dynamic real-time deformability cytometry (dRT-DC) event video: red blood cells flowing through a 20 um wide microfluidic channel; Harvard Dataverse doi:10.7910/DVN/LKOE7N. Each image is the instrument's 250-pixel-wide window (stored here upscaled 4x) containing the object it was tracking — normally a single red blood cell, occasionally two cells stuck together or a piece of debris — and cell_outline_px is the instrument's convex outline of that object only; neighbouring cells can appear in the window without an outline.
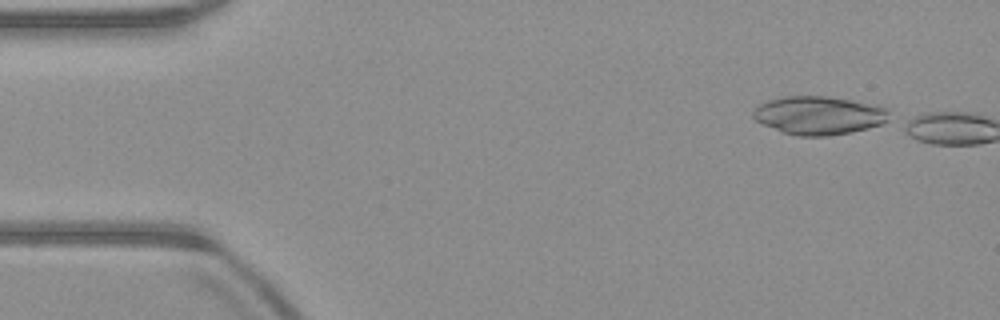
{"species": "common noctule bat (a hibernating species)", "species_latin": "Nyctalus noctula", "temperature_condition": "warm", "stored_images_in_passage": 3, "camera_frame_rate_fps": 3000, "um_per_image_px": 0.085, "animal": {"sex": "male", "body_mass_g": 23.1, "forearm_length_mm": 52.7}, "frame": {"image": 1, "passage_image": 1, "time_ms": 0.0, "image_size_px": [1000, 320], "cell_outline_px": [[888, 120], [880, 124], [868, 128], [852, 132], [828, 136], [800, 136], [784, 132], [764, 124], [756, 120], [752, 116], [752, 112], [756, 104], [768, 100], [784, 96], [828, 96], [880, 104], [888, 108]], "centroid_in_image_um": [69.62, 9.78], "position_along_channel_um": 15.4, "area_um2": 30.69}}